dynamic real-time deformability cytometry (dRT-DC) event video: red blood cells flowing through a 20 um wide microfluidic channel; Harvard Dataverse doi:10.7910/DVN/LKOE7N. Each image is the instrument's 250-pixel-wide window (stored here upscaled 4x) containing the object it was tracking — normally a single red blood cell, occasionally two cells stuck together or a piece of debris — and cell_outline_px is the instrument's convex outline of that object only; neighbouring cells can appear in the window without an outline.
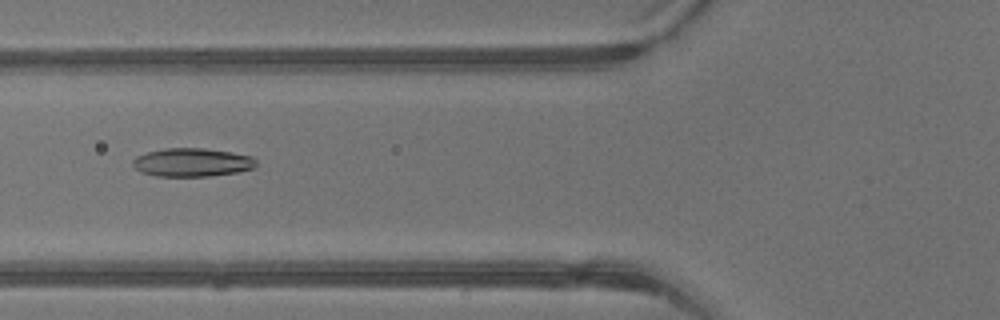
{"species": "common noctule bat (a hibernating species)", "species_latin": "Nyctalus noctula", "temperature_condition": "warm", "stored_images_in_passage": 41, "camera_frame_rate_fps": 3000, "um_per_image_px": 0.085, "animal": {"sex": "male", "body_mass_g": 13.3}, "frame": {"image": 1, "passage_image": 16, "time_ms": 5.0, "image_size_px": [1000, 320], "cell_outline_px": [[256, 164], [252, 168], [240, 172], [208, 176], [156, 176], [140, 172], [132, 164], [132, 160], [136, 156], [148, 152], [164, 148], [204, 148], [232, 152], [252, 156], [256, 160]], "centroid_in_image_um": [16.32, 13.8], "position_along_channel_um": 109.5, "area_um2": 20.52}}
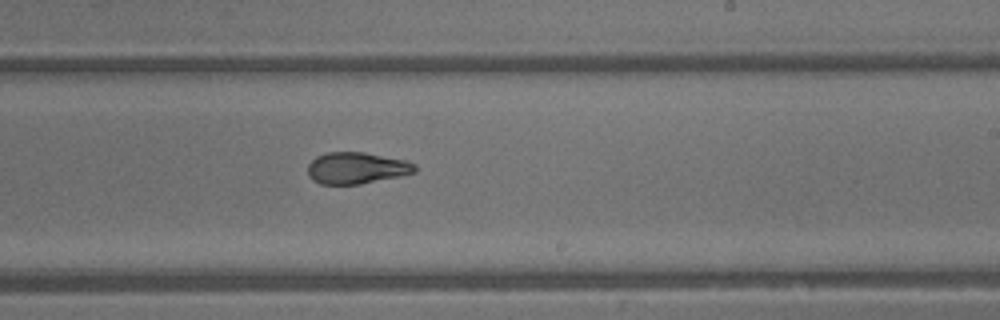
{"frame": {"image": 2, "passage_image": 25, "time_ms": 8.0, "image_size_px": [1000, 320], "cell_outline_px": [[416, 172], [400, 176], [360, 184], [320, 184], [312, 180], [308, 176], [308, 164], [316, 156], [328, 152], [364, 152], [408, 160], [416, 164]], "centroid_in_image_um": [30.32, 14.28], "position_along_channel_um": 258.7, "area_um2": 19.88}}
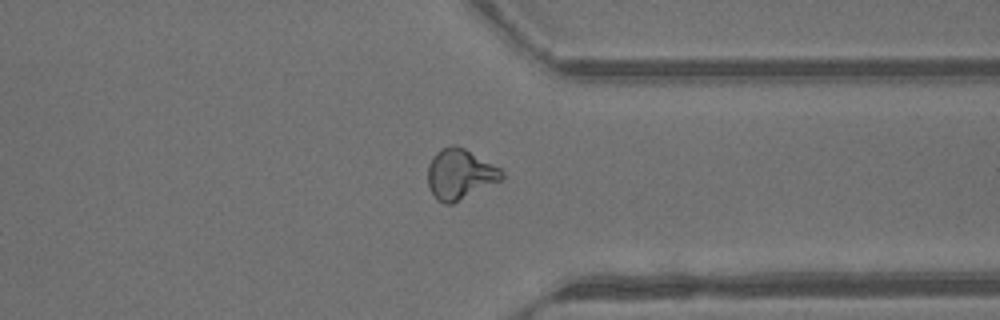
{"frame": {"image": 3, "passage_image": 32, "time_ms": 10.333, "image_size_px": [1000, 320], "cell_outline_px": [[504, 180], [452, 204], [444, 204], [436, 200], [428, 184], [428, 164], [432, 156], [440, 148], [452, 144], [456, 144], [464, 148], [500, 168], [504, 172]], "centroid_in_image_um": [39.1, 14.81], "position_along_channel_um": 372.3, "area_um2": 22.02}, "authors_computed_cell_mechanics": {"area_um2": 21.0392, "velocity_mm_per_s": 4.9741, "shape_relaxation_time_tau1_ms": 9.5708, "shape_relaxation_time_tau2_ms": 1.5124, "deformation_change_tau1": 0.275, "deformation_change_tau2": 0.0833}}